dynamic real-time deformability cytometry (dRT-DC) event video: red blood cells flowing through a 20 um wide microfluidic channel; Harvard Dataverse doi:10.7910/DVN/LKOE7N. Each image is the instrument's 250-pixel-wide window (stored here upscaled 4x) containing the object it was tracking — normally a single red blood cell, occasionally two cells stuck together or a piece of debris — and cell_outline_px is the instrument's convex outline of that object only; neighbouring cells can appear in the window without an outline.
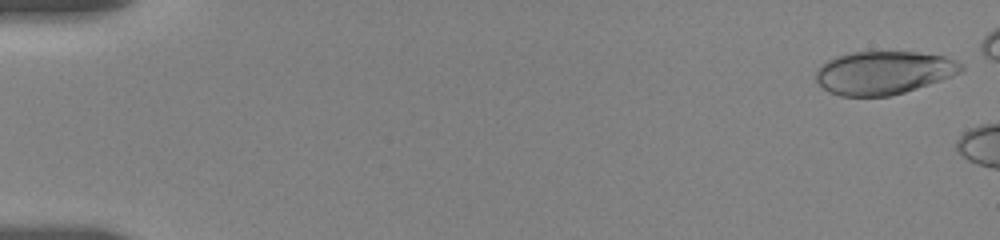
{"species": "human", "species_latin": "Homo sapiens", "temperature_condition": "room temperature", "stored_images_in_passage": 8, "camera_frame_rate_fps": 3000, "um_per_image_px": 0.085, "donor": {"sex": "female"}, "frame": {"image": 1, "passage_image": 2, "time_ms": 0.333, "image_size_px": [1000, 240], "cell_outline_px": [[964, 68], [960, 72], [952, 76], [904, 92], [888, 96], [840, 96], [828, 92], [816, 80], [816, 68], [820, 64], [836, 56], [852, 52], [916, 52], [944, 56], [956, 60], [964, 64]], "centroid_in_image_um": [75.09, 6.17], "position_along_channel_um": 9.9, "area_um2": 36.53}}